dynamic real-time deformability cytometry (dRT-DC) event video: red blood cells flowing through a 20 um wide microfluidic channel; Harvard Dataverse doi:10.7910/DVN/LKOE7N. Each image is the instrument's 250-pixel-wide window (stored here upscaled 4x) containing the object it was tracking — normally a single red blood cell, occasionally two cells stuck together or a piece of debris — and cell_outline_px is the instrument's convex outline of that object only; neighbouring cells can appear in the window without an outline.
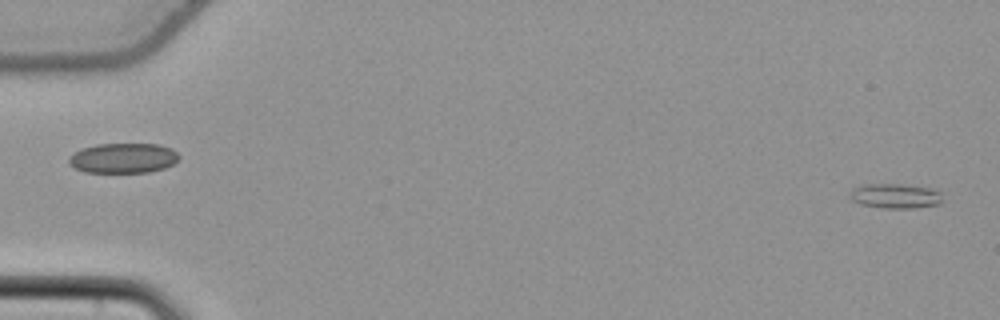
{"species": "common noctule bat (a hibernating species)", "species_latin": "Nyctalus noctula", "temperature_condition": "cold", "stored_images_in_passage": 56, "camera_frame_rate_fps": 3000, "um_per_image_px": 0.085, "animal": {"sex": "female", "body_mass_g": 22.7, "forearm_length_mm": 54.2}, "frame": {"image": 1, "passage_image": 2, "time_ms": 0.333, "image_size_px": [1000, 320], "cell_outline_px": [[944, 200], [940, 204], [916, 208], [884, 208], [860, 204], [852, 200], [848, 196], [852, 188], [864, 184], [904, 184], [932, 188], [940, 192]], "centroid_in_image_um": [76.12, 16.65], "position_along_channel_um": 8.9, "area_um2": 13.64}}
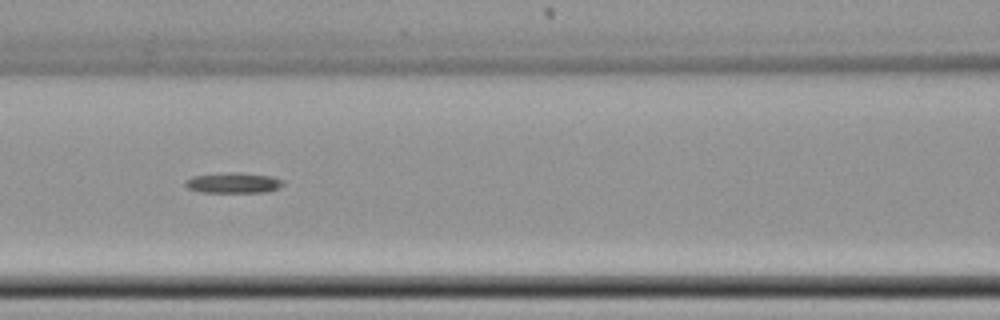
{"frame": {"image": 2, "passage_image": 26, "time_ms": 8.333, "image_size_px": [1000, 320], "cell_outline_px": [[284, 184], [280, 188], [268, 192], [200, 192], [188, 188], [184, 184], [184, 180], [192, 176], [224, 172], [244, 172], [272, 176], [284, 180]], "centroid_in_image_um": [19.86, 15.53], "position_along_channel_um": 146.7, "area_um2": 12.02}}
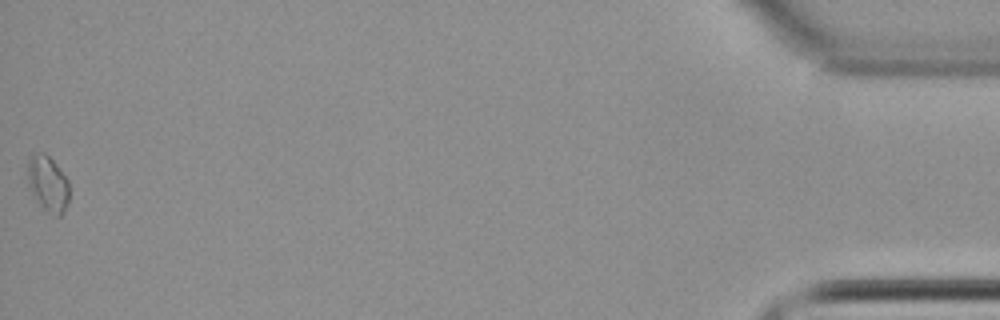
{"frame": {"image": 3, "passage_image": 56, "time_ms": 18.333, "image_size_px": [1000, 320], "cell_outline_px": [[68, 204], [60, 216], [52, 216], [36, 200], [28, 188], [28, 156], [32, 152], [44, 152], [56, 164], [68, 180]], "centroid_in_image_um": [4.04, 15.6], "position_along_channel_um": 431.2, "area_um2": 13.64}}